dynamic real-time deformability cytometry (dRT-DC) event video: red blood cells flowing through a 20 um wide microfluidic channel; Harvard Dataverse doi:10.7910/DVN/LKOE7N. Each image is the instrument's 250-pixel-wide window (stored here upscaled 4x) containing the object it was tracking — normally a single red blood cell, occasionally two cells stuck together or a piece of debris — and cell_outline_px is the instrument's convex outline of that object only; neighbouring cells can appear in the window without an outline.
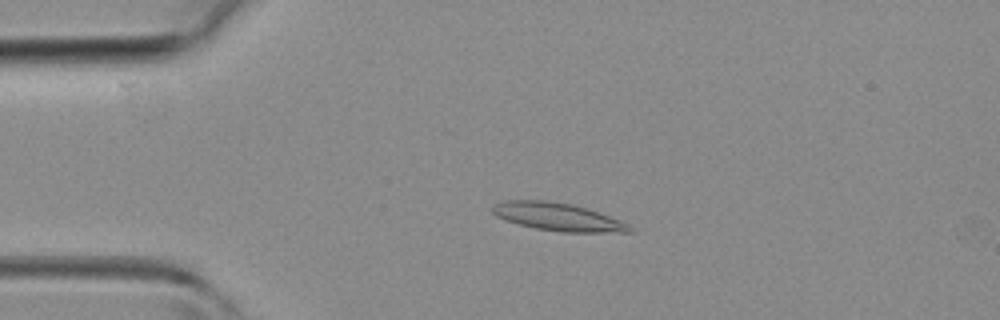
{"species": "common noctule bat (a hibernating species)", "species_latin": "Nyctalus noctula", "temperature_condition": "room temperature", "stored_images_in_passage": 10, "camera_frame_rate_fps": 3000, "um_per_image_px": 0.085, "animal": {"sex": "female", "body_mass_g": 19.3, "forearm_length_mm": 54.1}, "frame": {"image": 1, "passage_image": 8, "time_ms": 2.333, "image_size_px": [1000, 320], "cell_outline_px": [[636, 232], [560, 232], [536, 228], [504, 220], [496, 216], [492, 212], [492, 204], [504, 200], [548, 200], [572, 204], [588, 208], [620, 220], [628, 224]], "centroid_in_image_um": [47.4, 18.42], "position_along_channel_um": 37.6, "area_um2": 22.43}}